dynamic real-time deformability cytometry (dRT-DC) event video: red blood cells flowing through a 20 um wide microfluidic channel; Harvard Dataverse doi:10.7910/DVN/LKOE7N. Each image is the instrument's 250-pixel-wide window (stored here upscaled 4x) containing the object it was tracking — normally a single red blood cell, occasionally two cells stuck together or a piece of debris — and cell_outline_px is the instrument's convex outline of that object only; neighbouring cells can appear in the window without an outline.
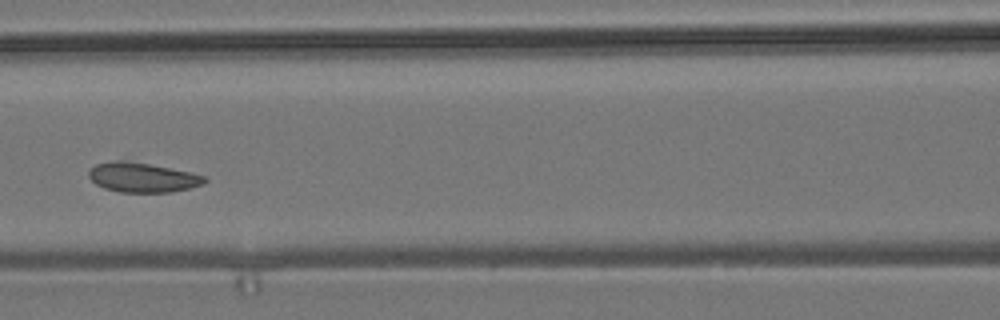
{"species": "common noctule bat (a hibernating species)", "species_latin": "Nyctalus noctula", "temperature_condition": "room temperature", "stored_images_in_passage": 9, "camera_frame_rate_fps": 3000, "um_per_image_px": 0.085, "animal": {"sex": "male", "body_mass_g": 19.2, "forearm_length_mm": 51.8}, "frame": {"image": 1, "passage_image": 6, "time_ms": 6.0, "image_size_px": [1000, 320], "cell_outline_px": [[208, 180], [204, 184], [172, 192], [120, 192], [104, 188], [96, 184], [88, 176], [88, 172], [96, 164], [112, 160], [124, 160], [148, 164], [188, 172], [204, 176]], "centroid_in_image_um": [12.08, 15.08], "position_along_channel_um": 154.5, "area_um2": 19.77}}
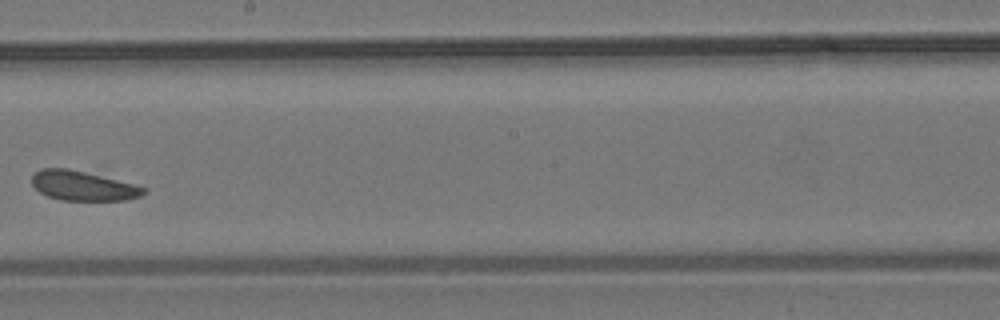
{"frame": {"image": 2, "passage_image": 8, "time_ms": 8.333, "image_size_px": [1000, 320], "cell_outline_px": [[144, 192], [140, 196], [124, 200], [60, 200], [48, 196], [40, 192], [32, 184], [32, 176], [40, 168], [68, 168], [132, 184], [144, 188]], "centroid_in_image_um": [6.97, 15.79], "position_along_channel_um": 241.2, "area_um2": 18.79}}
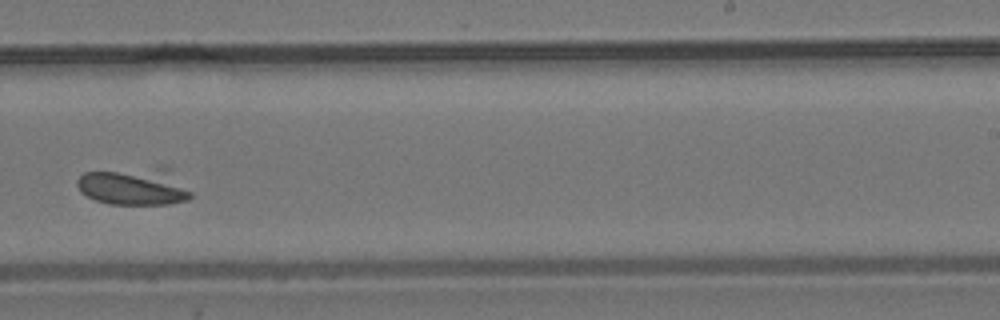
{"frame": {"image": 3, "passage_image": 9, "time_ms": 9.333, "image_size_px": [1000, 320], "cell_outline_px": [[192, 196], [188, 200], [168, 204], [108, 204], [96, 200], [80, 192], [76, 184], [76, 180], [84, 172], [156, 164], [168, 164], [192, 192]], "centroid_in_image_um": [11.46, 15.77], "position_along_channel_um": 277.5, "area_um2": 26.3}}